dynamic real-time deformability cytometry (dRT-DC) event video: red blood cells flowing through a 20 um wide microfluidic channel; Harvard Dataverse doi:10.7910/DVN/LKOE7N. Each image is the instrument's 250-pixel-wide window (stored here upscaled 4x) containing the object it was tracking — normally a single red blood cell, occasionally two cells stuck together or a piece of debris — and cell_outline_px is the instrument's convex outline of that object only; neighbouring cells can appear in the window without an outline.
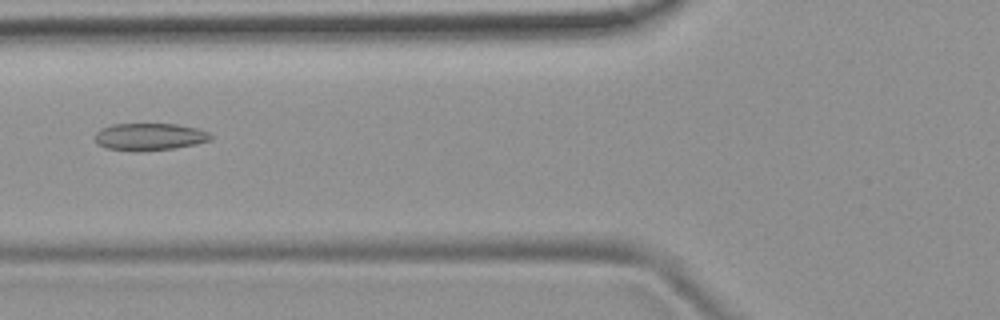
{"species": "common noctule bat (a hibernating species)", "species_latin": "Nyctalus noctula", "temperature_condition": "room temperature", "stored_images_in_passage": 5, "camera_frame_rate_fps": 3000, "um_per_image_px": 0.085, "animal": {"sex": "female", "body_mass_g": 19.9}, "frame": {"image": 1, "passage_image": 4, "time_ms": 3.333, "image_size_px": [1000, 320], "cell_outline_px": [[212, 140], [196, 144], [172, 148], [108, 148], [96, 144], [96, 132], [100, 128], [112, 124], [176, 124], [196, 128], [208, 132], [212, 136]], "centroid_in_image_um": [12.74, 11.57], "position_along_channel_um": 113.1, "area_um2": 17.46}}
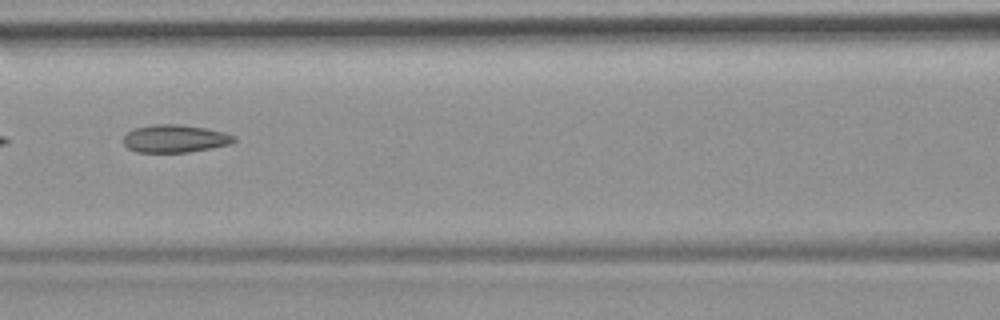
{"frame": {"image": 2, "passage_image": 5, "time_ms": 4.333, "image_size_px": [1000, 320], "cell_outline_px": [[236, 140], [232, 144], [188, 152], [136, 152], [128, 148], [124, 144], [124, 136], [128, 132], [136, 128], [156, 124], [180, 124], [204, 128], [224, 132], [236, 136]], "centroid_in_image_um": [14.9, 11.78], "position_along_channel_um": 151.7, "area_um2": 17.8}}